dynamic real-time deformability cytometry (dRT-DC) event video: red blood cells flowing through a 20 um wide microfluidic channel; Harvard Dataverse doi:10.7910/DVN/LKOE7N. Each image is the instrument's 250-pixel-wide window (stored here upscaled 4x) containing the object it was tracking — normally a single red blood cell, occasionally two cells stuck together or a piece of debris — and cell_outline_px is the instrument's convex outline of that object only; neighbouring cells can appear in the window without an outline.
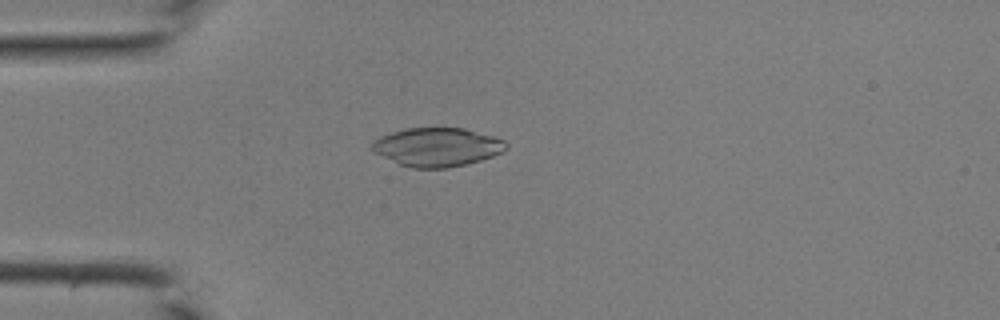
{"species": "common noctule bat (a hibernating species)", "species_latin": "Nyctalus noctula", "temperature_condition": "room temperature", "stored_images_in_passage": 39, "camera_frame_rate_fps": 3000, "um_per_image_px": 0.085, "animal": {"sex": "male", "body_mass_g": 19.0, "forearm_length_mm": 50.8}, "frame": {"image": 1, "passage_image": 8, "time_ms": 2.333, "image_size_px": [1000, 320], "cell_outline_px": [[508, 148], [492, 156], [480, 160], [464, 164], [444, 168], [412, 168], [400, 164], [372, 152], [372, 140], [380, 136], [392, 132], [408, 128], [464, 128], [492, 136], [504, 140], [508, 144]], "centroid_in_image_um": [37.13, 12.49], "position_along_channel_um": 47.9, "area_um2": 30.0}}
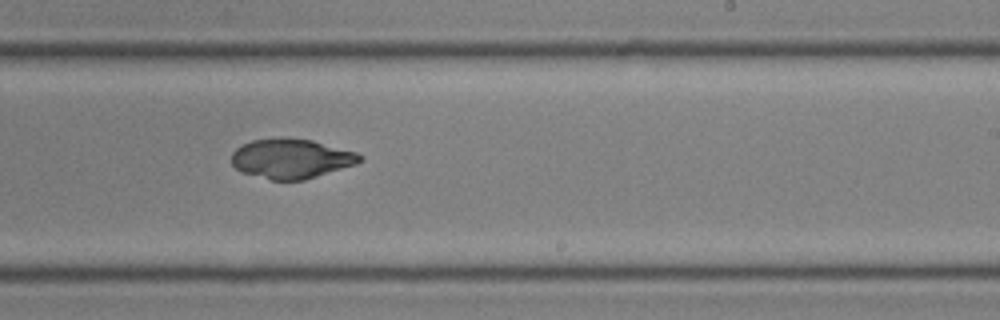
{"frame": {"image": 2, "passage_image": 23, "time_ms": 7.333, "image_size_px": [1000, 320], "cell_outline_px": [[364, 160], [356, 164], [304, 180], [272, 180], [240, 172], [232, 164], [232, 152], [236, 148], [252, 140], [280, 136], [288, 136], [312, 140], [356, 152], [364, 156]], "centroid_in_image_um": [24.75, 13.46], "position_along_channel_um": 264.2, "area_um2": 30.0}}
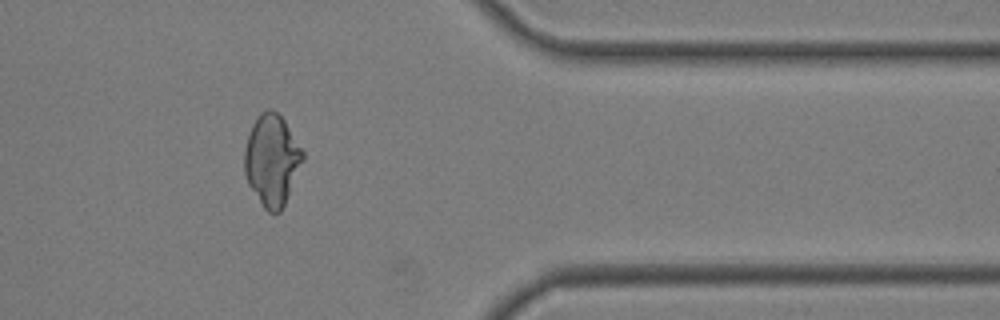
{"frame": {"image": 3, "passage_image": 32, "time_ms": 10.333, "image_size_px": [1000, 320], "cell_outline_px": [[304, 160], [284, 204], [280, 212], [268, 212], [264, 208], [248, 184], [244, 172], [244, 148], [252, 124], [256, 116], [260, 112], [268, 108], [272, 108], [284, 120], [304, 152]], "centroid_in_image_um": [23.1, 13.58], "position_along_channel_um": 388.3, "area_um2": 30.92}}